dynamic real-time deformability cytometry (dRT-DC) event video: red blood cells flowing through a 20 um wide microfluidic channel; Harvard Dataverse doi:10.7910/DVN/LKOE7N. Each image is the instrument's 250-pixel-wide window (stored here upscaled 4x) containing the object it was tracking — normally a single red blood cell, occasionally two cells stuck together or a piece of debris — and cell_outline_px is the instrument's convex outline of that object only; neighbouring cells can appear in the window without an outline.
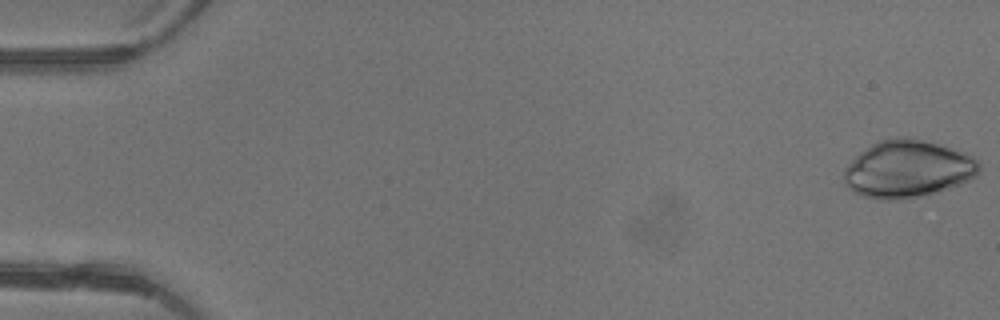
{"species": "common noctule bat (a hibernating species)", "species_latin": "Nyctalus noctula", "temperature_condition": "warm", "stored_images_in_passage": 47, "camera_frame_rate_fps": 3000, "um_per_image_px": 0.085, "animal": {"sex": "female"}, "frame": {"image": 1, "passage_image": 1, "time_ms": 0.0, "image_size_px": [1000, 320], "cell_outline_px": [[980, 172], [976, 176], [960, 184], [936, 192], [900, 200], [884, 200], [864, 196], [852, 192], [848, 188], [844, 180], [844, 168], [860, 152], [872, 144], [880, 140], [900, 136], [908, 136], [940, 144], [976, 156], [980, 164]], "centroid_in_image_um": [77.18, 14.35], "position_along_channel_um": 7.8, "area_um2": 45.43}}
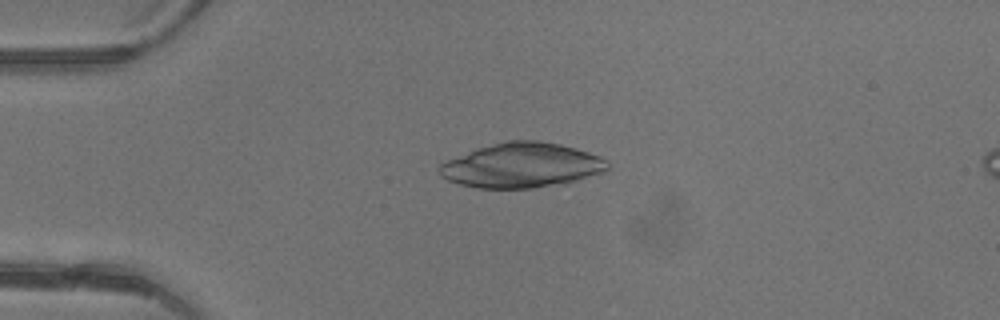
{"frame": {"image": 2, "passage_image": 12, "time_ms": 3.667, "image_size_px": [1000, 320], "cell_outline_px": [[608, 168], [604, 172], [576, 180], [532, 188], [476, 188], [460, 184], [448, 180], [440, 176], [440, 164], [448, 160], [476, 148], [504, 140], [536, 140], [560, 144], [576, 148], [600, 156], [608, 164]], "centroid_in_image_um": [44.32, 14.04], "position_along_channel_um": 40.7, "area_um2": 43.52}}